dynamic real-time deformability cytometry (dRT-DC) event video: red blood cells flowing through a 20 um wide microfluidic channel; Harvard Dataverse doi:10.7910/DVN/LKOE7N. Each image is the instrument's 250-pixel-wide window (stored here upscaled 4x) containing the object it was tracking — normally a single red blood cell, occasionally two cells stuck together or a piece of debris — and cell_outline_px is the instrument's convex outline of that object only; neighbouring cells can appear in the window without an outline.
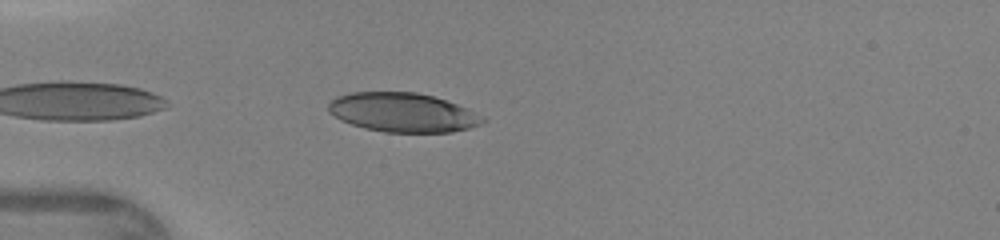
{"species": "human", "species_latin": "Homo sapiens", "temperature_condition": "warm", "stored_images_in_passage": 19, "camera_frame_rate_fps": 3000, "um_per_image_px": 0.085, "donor": {"sex": "female"}, "frame": {"image": 1, "passage_image": 4, "time_ms": 1.0, "image_size_px": [1000, 240], "cell_outline_px": [[488, 120], [480, 124], [468, 128], [452, 132], [384, 132], [364, 128], [340, 120], [328, 112], [328, 104], [336, 96], [352, 92], [416, 92], [432, 96], [468, 108]], "centroid_in_image_um": [34.21, 9.56], "position_along_channel_um": 50.8, "area_um2": 35.14}}
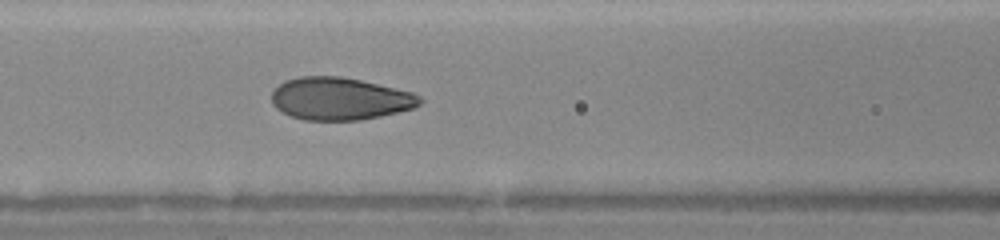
{"frame": {"image": 2, "passage_image": 11, "time_ms": 3.333, "image_size_px": [1000, 240], "cell_outline_px": [[424, 100], [420, 104], [412, 108], [380, 116], [360, 120], [304, 120], [292, 116], [276, 108], [272, 104], [272, 92], [284, 80], [300, 76], [340, 76], [360, 80], [412, 92], [420, 96]], "centroid_in_image_um": [28.88, 8.38], "position_along_channel_um": 137.7, "area_um2": 36.53}}
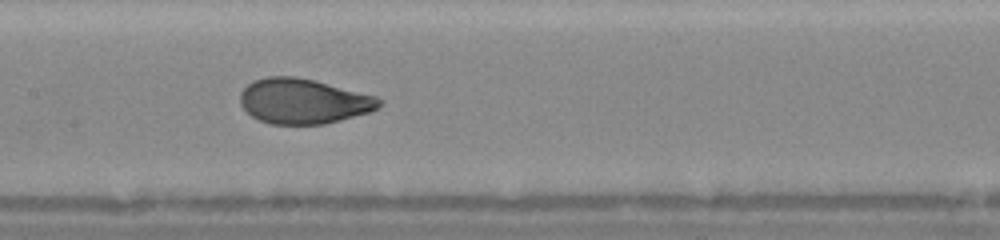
{"frame": {"image": 3, "passage_image": 14, "time_ms": 4.333, "image_size_px": [1000, 240], "cell_outline_px": [[384, 104], [380, 108], [368, 112], [340, 120], [324, 124], [272, 124], [260, 120], [252, 116], [240, 104], [240, 92], [252, 80], [268, 76], [296, 76], [376, 96], [384, 100]], "centroid_in_image_um": [25.79, 8.6], "position_along_channel_um": 181.6, "area_um2": 36.47}}